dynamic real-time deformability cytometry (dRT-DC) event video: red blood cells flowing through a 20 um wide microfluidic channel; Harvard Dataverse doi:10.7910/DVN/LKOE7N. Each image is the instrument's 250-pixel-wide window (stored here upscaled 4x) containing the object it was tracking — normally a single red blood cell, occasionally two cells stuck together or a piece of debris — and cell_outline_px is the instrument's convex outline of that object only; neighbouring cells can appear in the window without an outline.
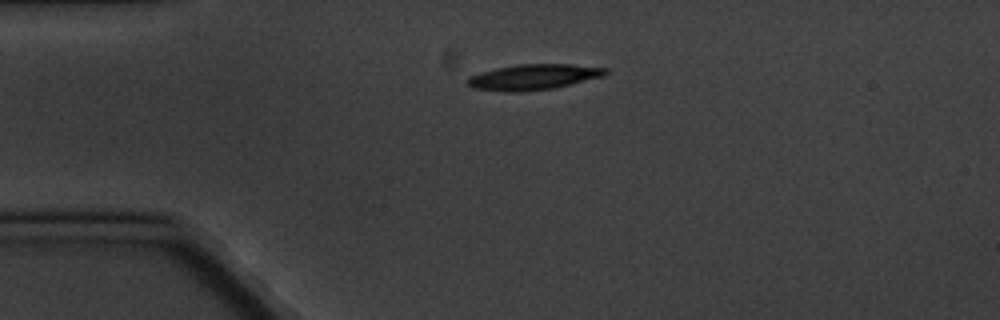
{"species": "common noctule bat (a hibernating species)", "species_latin": "Nyctalus noctula", "temperature_condition": "cold", "stored_images_in_passage": 3, "camera_frame_rate_fps": 3000, "um_per_image_px": 0.085, "animal": {"sex": "male", "body_mass_g": 20.1, "forearm_length_mm": 53.5}, "frame": {"image": 1, "passage_image": 1, "time_ms": 0.0, "image_size_px": [1000, 320], "cell_outline_px": [[608, 72], [604, 76], [552, 88], [520, 92], [508, 92], [476, 88], [468, 84], [468, 76], [480, 72], [516, 64], [572, 64], [608, 68]], "centroid_in_image_um": [45.37, 6.53], "position_along_channel_um": 39.6, "area_um2": 20.35}}